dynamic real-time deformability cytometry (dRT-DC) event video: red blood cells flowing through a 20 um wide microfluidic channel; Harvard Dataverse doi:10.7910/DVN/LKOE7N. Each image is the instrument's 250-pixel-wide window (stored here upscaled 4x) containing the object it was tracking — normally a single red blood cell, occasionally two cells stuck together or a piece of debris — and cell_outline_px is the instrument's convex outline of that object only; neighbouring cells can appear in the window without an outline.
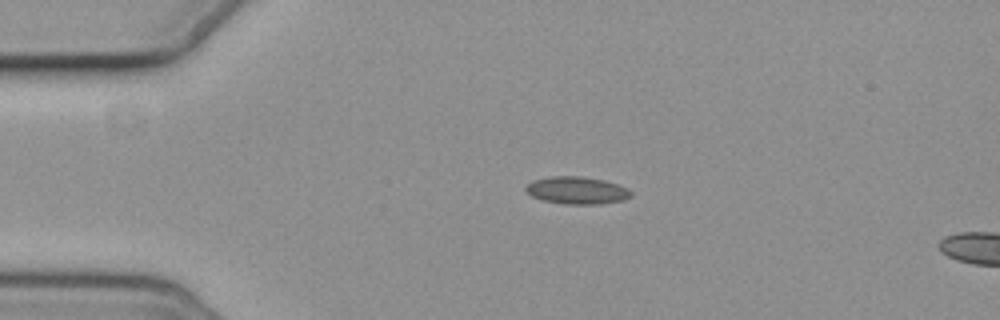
{"species": "common noctule bat (a hibernating species)", "species_latin": "Nyctalus noctula", "temperature_condition": "cold", "stored_images_in_passage": 2, "camera_frame_rate_fps": 3000, "um_per_image_px": 0.085, "animal": {"sex": "female", "body_mass_g": 19.3, "forearm_length_mm": 54.1}, "frame": {"image": 1, "passage_image": 1, "time_ms": 0.0, "image_size_px": [1000, 320], "cell_outline_px": [[632, 196], [624, 200], [600, 204], [568, 204], [544, 200], [532, 196], [524, 188], [532, 180], [548, 176], [584, 176], [604, 180], [628, 188], [632, 192]], "centroid_in_image_um": [49.06, 16.17], "position_along_channel_um": 35.9, "area_um2": 16.82}}